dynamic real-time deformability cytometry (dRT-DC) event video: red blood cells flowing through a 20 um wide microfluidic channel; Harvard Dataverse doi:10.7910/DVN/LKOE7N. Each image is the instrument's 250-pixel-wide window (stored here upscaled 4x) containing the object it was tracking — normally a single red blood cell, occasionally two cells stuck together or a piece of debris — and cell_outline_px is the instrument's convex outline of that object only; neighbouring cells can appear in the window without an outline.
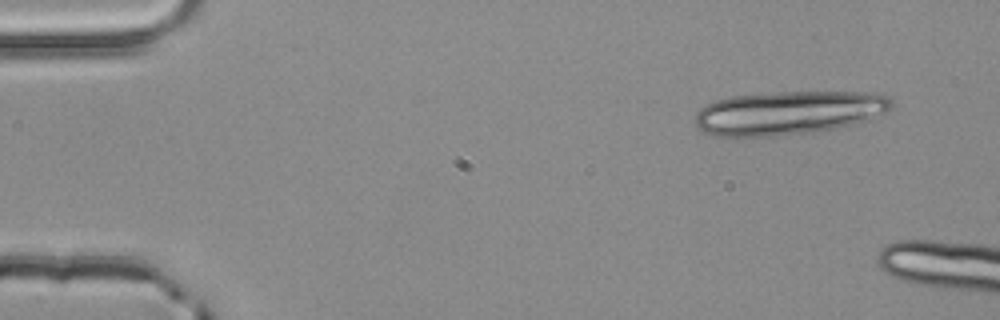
{"species": "common noctule bat (a hibernating species)", "species_latin": "Nyctalus noctula", "temperature_condition": "room temperature", "stored_images_in_passage": 2, "camera_frame_rate_fps": 3000, "um_per_image_px": 0.085, "animal": {"sex": "male", "body_mass_g": 20.4}, "frame": {"image": 1, "passage_image": 2, "time_ms": 0.333, "image_size_px": [1000, 320], "cell_outline_px": [[892, 108], [888, 112], [868, 120], [836, 128], [812, 132], [772, 136], [712, 136], [700, 128], [692, 120], [696, 112], [700, 108], [716, 100], [732, 96], [780, 92], [876, 92], [888, 96], [892, 100]], "centroid_in_image_um": [67.05, 9.58], "position_along_channel_um": 17.9, "area_um2": 50.17}}